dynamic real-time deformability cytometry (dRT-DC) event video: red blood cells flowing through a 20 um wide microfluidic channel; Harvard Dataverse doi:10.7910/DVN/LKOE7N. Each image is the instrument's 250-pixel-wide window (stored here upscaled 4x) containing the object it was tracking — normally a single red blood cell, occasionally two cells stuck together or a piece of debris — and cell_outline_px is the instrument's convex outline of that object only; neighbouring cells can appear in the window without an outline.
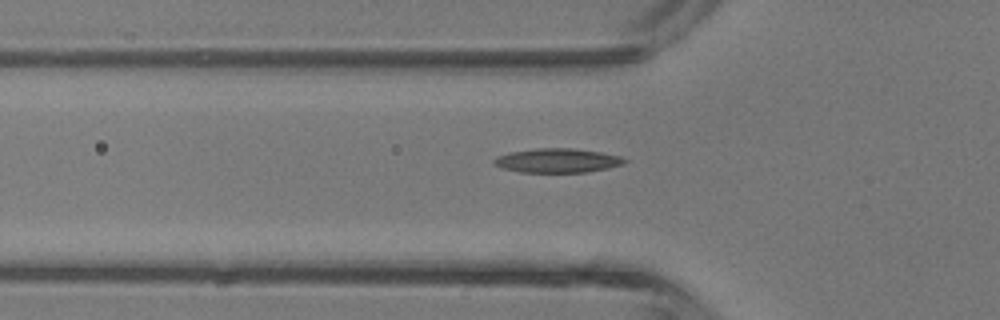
{"species": "common noctule bat (a hibernating species)", "species_latin": "Nyctalus noctula", "temperature_condition": "room temperature", "stored_images_in_passage": 5, "camera_frame_rate_fps": 3000, "um_per_image_px": 0.085, "animal": {"sex": "male", "body_mass_g": 13.3}, "frame": {"image": 1, "passage_image": 5, "time_ms": 5.0, "image_size_px": [1000, 320], "cell_outline_px": [[628, 160], [624, 164], [608, 168], [588, 172], [520, 172], [504, 168], [492, 164], [492, 160], [496, 156], [508, 152], [536, 148], [572, 148], [600, 152], [620, 156]], "centroid_in_image_um": [47.36, 13.64], "position_along_channel_um": 78.4, "area_um2": 18.5}}